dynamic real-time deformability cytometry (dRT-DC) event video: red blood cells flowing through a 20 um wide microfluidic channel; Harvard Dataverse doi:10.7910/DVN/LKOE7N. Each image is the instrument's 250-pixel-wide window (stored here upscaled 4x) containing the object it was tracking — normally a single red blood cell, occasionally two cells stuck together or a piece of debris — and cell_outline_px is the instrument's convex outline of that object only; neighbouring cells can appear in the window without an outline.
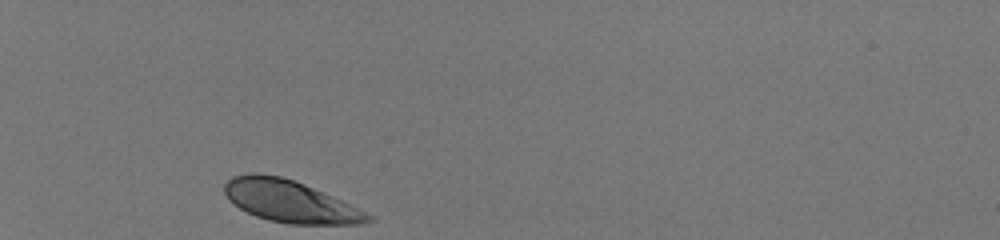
{"species": "human", "species_latin": "Homo sapiens", "temperature_condition": "room temperature", "stored_images_in_passage": 30, "camera_frame_rate_fps": 3000, "um_per_image_px": 0.085, "donor": {"sex": "male"}, "frame": {"image": 1, "passage_image": 1, "time_ms": 0.0, "image_size_px": [1000, 240], "cell_outline_px": [[376, 220], [360, 224], [292, 224], [268, 220], [256, 216], [232, 204], [228, 200], [224, 192], [224, 184], [232, 176], [248, 172], [256, 172], [280, 176], [304, 184], [332, 196], [372, 216]], "centroid_in_image_um": [24.58, 17.1], "position_along_channel_um": 60.4, "area_um2": 34.91}}
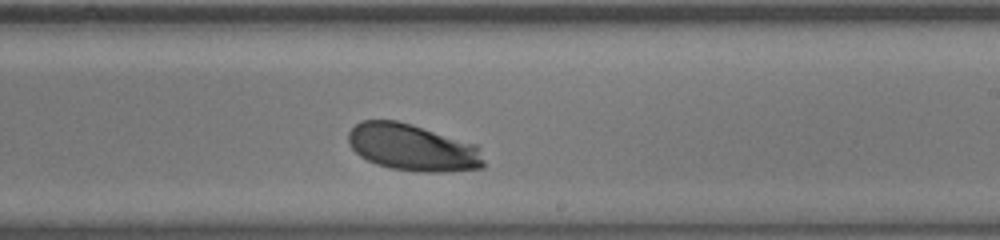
{"frame": {"image": 2, "passage_image": 18, "time_ms": 5.667, "image_size_px": [1000, 240], "cell_outline_px": [[484, 168], [448, 172], [416, 172], [392, 168], [376, 164], [360, 156], [348, 144], [348, 132], [360, 120], [396, 120], [412, 124], [476, 144], [484, 160]], "centroid_in_image_um": [35.07, 12.54], "position_along_channel_um": 253.9, "area_um2": 37.17}}
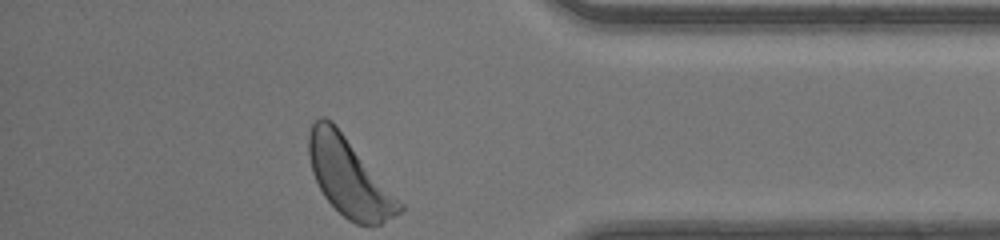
{"frame": {"image": 3, "passage_image": 30, "time_ms": 9.667, "image_size_px": [1000, 240], "cell_outline_px": [[404, 208], [400, 212], [380, 224], [356, 224], [348, 220], [324, 196], [312, 172], [308, 156], [308, 132], [312, 124], [320, 116], [324, 116], [332, 120], [336, 124], [404, 204]], "centroid_in_image_um": [29.65, 15.01], "position_along_channel_um": 405.5, "area_um2": 41.1}, "authors_computed_cell_mechanics": {"area_um2": 37.1076, "velocity_mm_per_s": 4.0633, "shape_relaxation_time_tau1_ms": 1.2617, "shape_relaxation_time_tau2_ms": null, "deformation_change_tau1": 0.0977, "deformation_change_tau2": null}}